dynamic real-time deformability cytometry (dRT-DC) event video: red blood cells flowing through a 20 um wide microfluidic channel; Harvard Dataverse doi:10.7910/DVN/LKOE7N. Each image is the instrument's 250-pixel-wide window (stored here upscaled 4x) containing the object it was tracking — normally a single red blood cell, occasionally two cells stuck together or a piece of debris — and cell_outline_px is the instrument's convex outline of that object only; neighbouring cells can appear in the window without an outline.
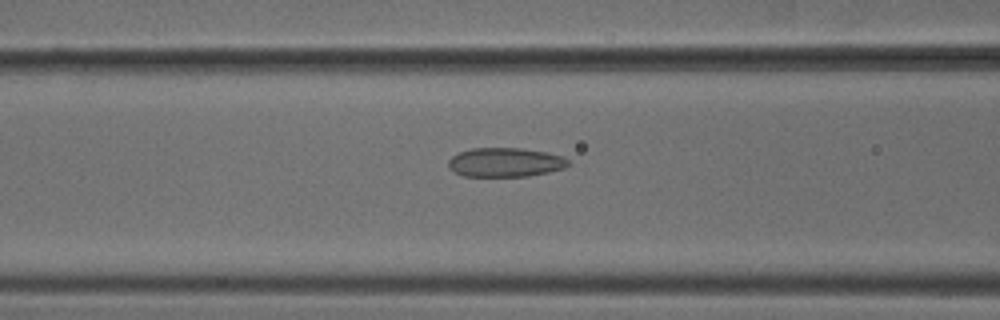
{"species": "common noctule bat (a hibernating species)", "species_latin": "Nyctalus noctula", "temperature_condition": "cold", "stored_images_in_passage": 45, "camera_frame_rate_fps": 3000, "um_per_image_px": 0.085, "animal": {"sex": "male", "body_mass_g": 18.8}, "frame": {"image": 1, "passage_image": 14, "time_ms": 4.333, "image_size_px": [1000, 320], "cell_outline_px": [[572, 164], [564, 168], [548, 172], [528, 176], [464, 176], [448, 168], [448, 160], [452, 156], [460, 152], [472, 148], [520, 148], [548, 152], [564, 156]], "centroid_in_image_um": [42.98, 13.79], "position_along_channel_um": 123.6, "area_um2": 20.46}}
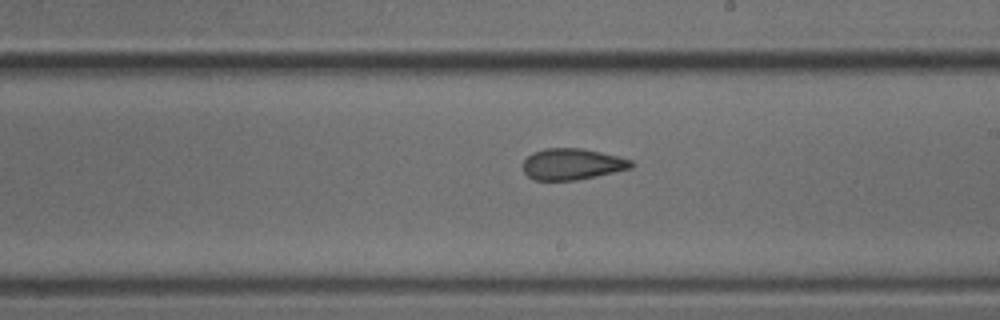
{"frame": {"image": 2, "passage_image": 23, "time_ms": 7.333, "image_size_px": [1000, 320], "cell_outline_px": [[636, 164], [632, 168], [596, 176], [576, 180], [532, 180], [524, 172], [524, 160], [532, 152], [544, 148], [580, 148], [600, 152], [632, 160]], "centroid_in_image_um": [48.63, 13.95], "position_along_channel_um": 240.4, "area_um2": 19.71}}
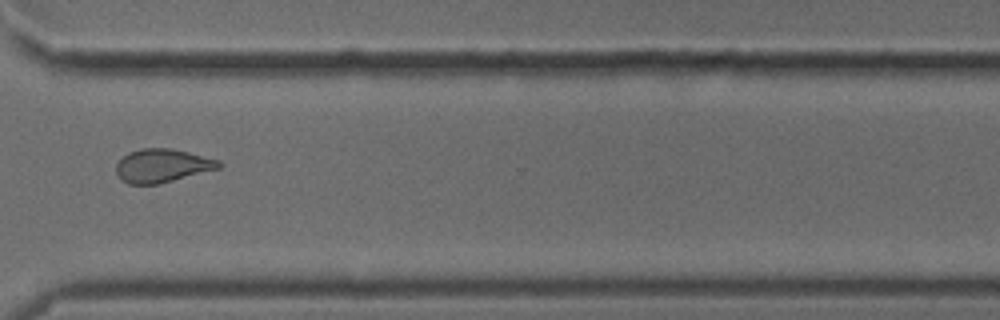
{"frame": {"image": 3, "passage_image": 32, "time_ms": 10.333, "image_size_px": [1000, 320], "cell_outline_px": [[224, 164], [220, 168], [156, 184], [128, 184], [120, 180], [116, 172], [116, 164], [128, 152], [140, 148], [172, 148], [220, 160]], "centroid_in_image_um": [13.78, 14.07], "position_along_channel_um": 356.8, "area_um2": 20.0}, "authors_computed_cell_mechanics": {"area_um2": 20.2878, "velocity_mm_per_s": 3.8847, "shape_relaxation_time_tau1_ms": null, "shape_relaxation_time_tau2_ms": 1.7876, "deformation_change_tau1": null, "deformation_change_tau2": 0.0868}}